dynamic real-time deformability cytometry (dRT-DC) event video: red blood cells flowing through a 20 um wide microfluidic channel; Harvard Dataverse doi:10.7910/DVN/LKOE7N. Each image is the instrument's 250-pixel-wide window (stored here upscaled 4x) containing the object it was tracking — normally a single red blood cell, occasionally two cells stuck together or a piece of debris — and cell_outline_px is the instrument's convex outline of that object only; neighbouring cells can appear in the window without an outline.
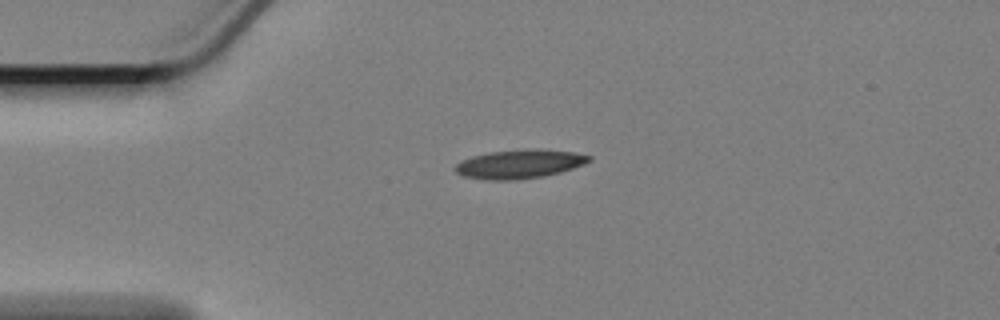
{"species": "Egyptian fruit bat (a non-hibernating species)", "species_latin": "Rousettus aegyptiacus", "temperature_condition": "cold", "stored_images_in_passage": 47, "camera_frame_rate_fps": 3000, "um_per_image_px": 0.085, "animal": {"sex": "female"}, "frame": {"image": 1, "passage_image": 1, "time_ms": 0.0, "image_size_px": [1000, 320], "cell_outline_px": [[592, 160], [584, 164], [560, 172], [544, 176], [512, 180], [488, 180], [464, 176], [456, 172], [452, 168], [456, 164], [472, 156], [488, 152], [528, 148], [540, 148], [572, 152], [592, 156]], "centroid_in_image_um": [44.16, 13.93], "position_along_channel_um": 40.8, "area_um2": 22.6}}
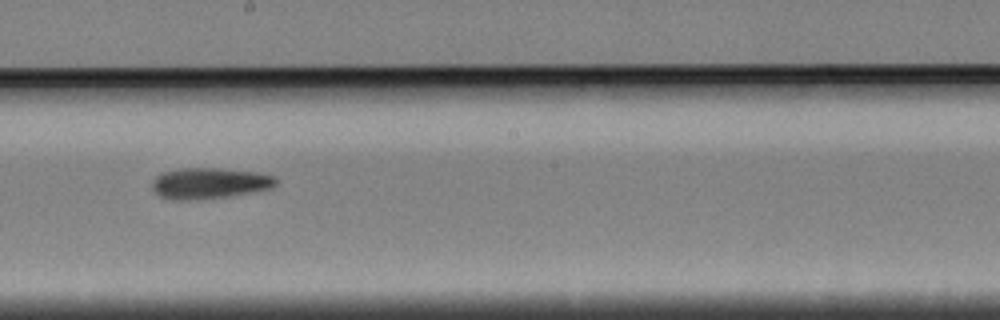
{"frame": {"image": 2, "passage_image": 20, "time_ms": 6.333, "image_size_px": [1000, 320], "cell_outline_px": [[276, 184], [272, 188], [228, 196], [188, 200], [172, 200], [160, 196], [152, 188], [152, 180], [160, 172], [180, 168], [220, 168], [256, 172], [276, 176]], "centroid_in_image_um": [17.77, 15.56], "position_along_channel_um": 230.4, "area_um2": 22.37}}
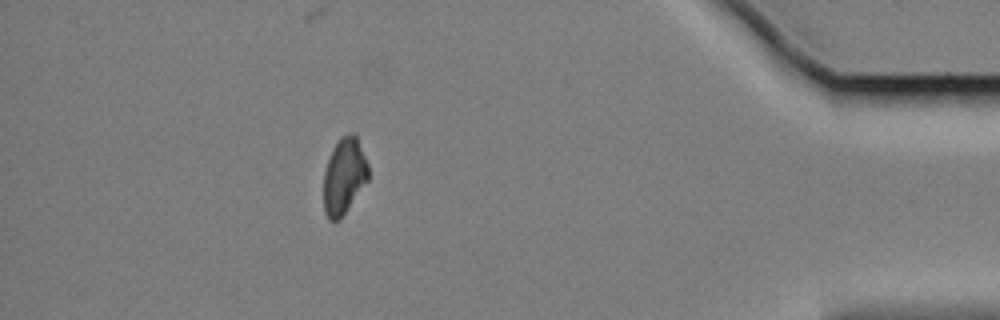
{"frame": {"image": 3, "passage_image": 40, "time_ms": 13.0, "image_size_px": [1000, 320], "cell_outline_px": [[368, 180], [340, 220], [328, 220], [324, 212], [324, 172], [332, 148], [340, 136], [348, 132], [352, 132], [356, 136], [368, 164]], "centroid_in_image_um": [29.24, 14.96], "position_along_channel_um": 406.0, "area_um2": 19.88}, "authors_computed_cell_mechanics": {"area_um2": 21.3282, "velocity_mm_per_s": 3.35, "shape_relaxation_time_tau1_ms": 7.3251, "shape_relaxation_time_tau2_ms": 7.5825, "deformation_change_tau1": 0.1748, "deformation_change_tau2": 0.1602}}